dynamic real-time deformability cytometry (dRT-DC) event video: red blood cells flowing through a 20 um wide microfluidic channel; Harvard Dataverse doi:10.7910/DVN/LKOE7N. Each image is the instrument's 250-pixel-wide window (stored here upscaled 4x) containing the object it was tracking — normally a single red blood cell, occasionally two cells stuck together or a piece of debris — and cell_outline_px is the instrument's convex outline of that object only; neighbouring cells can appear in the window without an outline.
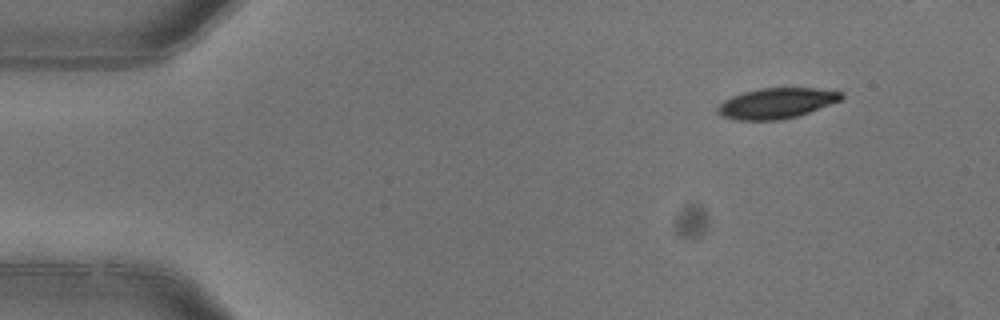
{"species": "common noctule bat (a hibernating species)", "species_latin": "Nyctalus noctula", "temperature_condition": "warm", "stored_images_in_passage": 5, "camera_frame_rate_fps": 3000, "um_per_image_px": 0.085, "animal": {"sex": "female"}, "frame": {"image": 1, "passage_image": 1, "time_ms": 0.0, "image_size_px": [1000, 320], "cell_outline_px": [[844, 96], [840, 100], [808, 112], [796, 116], [780, 120], [736, 120], [720, 116], [716, 112], [716, 108], [724, 100], [732, 96], [744, 92], [760, 88], [816, 88], [844, 92]], "centroid_in_image_um": [65.96, 8.77], "position_along_channel_um": 19.0, "area_um2": 21.91}}
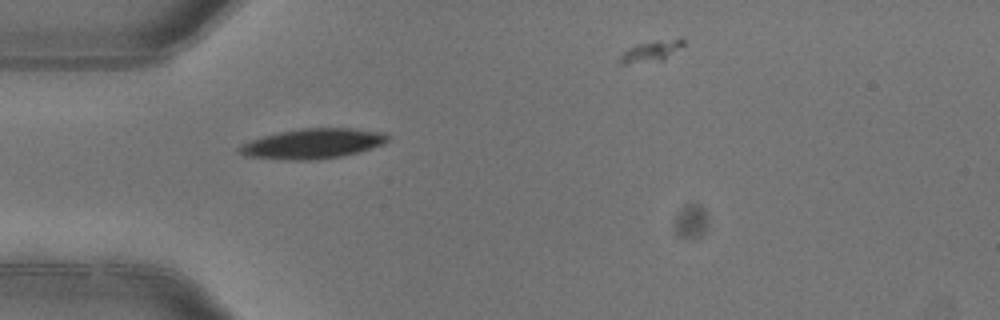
{"frame": {"image": 2, "passage_image": 4, "time_ms": 1.0, "image_size_px": [1000, 320], "cell_outline_px": [[388, 140], [384, 144], [360, 152], [344, 156], [316, 160], [284, 160], [244, 156], [236, 148], [252, 140], [264, 136], [280, 132], [300, 128], [356, 128], [384, 132], [388, 136]], "centroid_in_image_um": [26.63, 12.22], "position_along_channel_um": 58.4, "area_um2": 26.13}}